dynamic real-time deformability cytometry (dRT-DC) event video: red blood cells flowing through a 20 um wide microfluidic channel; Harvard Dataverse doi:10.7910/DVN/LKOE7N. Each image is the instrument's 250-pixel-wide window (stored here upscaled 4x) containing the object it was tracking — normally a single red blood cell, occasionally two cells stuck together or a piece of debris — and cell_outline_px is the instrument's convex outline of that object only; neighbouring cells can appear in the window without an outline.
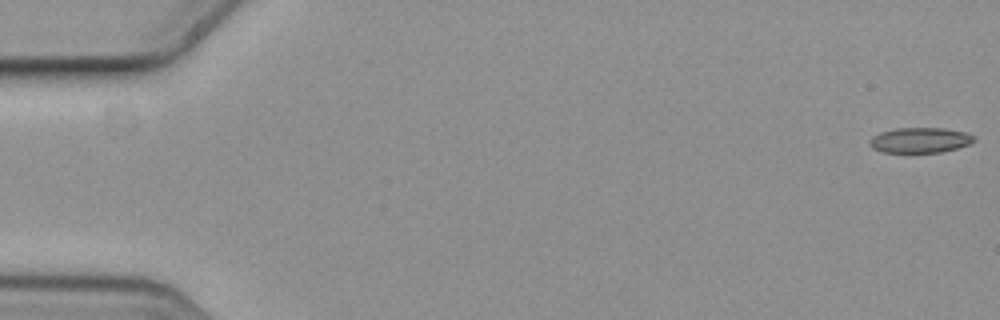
{"species": "common noctule bat (a hibernating species)", "species_latin": "Nyctalus noctula", "temperature_condition": "cold", "stored_images_in_passage": 4, "camera_frame_rate_fps": 3000, "um_per_image_px": 0.085, "animal": {"sex": "female", "body_mass_g": 19.3, "forearm_length_mm": 54.1}, "frame": {"image": 1, "passage_image": 1, "time_ms": 0.0, "image_size_px": [1000, 320], "cell_outline_px": [[976, 140], [968, 144], [956, 148], [940, 152], [880, 152], [872, 148], [868, 144], [868, 140], [872, 136], [880, 132], [896, 128], [944, 128], [968, 132], [976, 136]], "centroid_in_image_um": [78.19, 11.9], "position_along_channel_um": 6.8, "area_um2": 15.55}}